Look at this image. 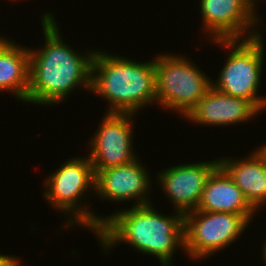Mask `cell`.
Here are the masks:
<instances>
[{
    "mask_svg": "<svg viewBox=\"0 0 266 266\" xmlns=\"http://www.w3.org/2000/svg\"><path fill=\"white\" fill-rule=\"evenodd\" d=\"M219 165L242 191L249 204L256 211L262 209L263 204H266V154L257 147L246 158L220 157Z\"/></svg>",
    "mask_w": 266,
    "mask_h": 266,
    "instance_id": "13",
    "label": "cell"
},
{
    "mask_svg": "<svg viewBox=\"0 0 266 266\" xmlns=\"http://www.w3.org/2000/svg\"><path fill=\"white\" fill-rule=\"evenodd\" d=\"M90 92L108 102L107 113L136 115L157 104L154 58L139 62L96 48Z\"/></svg>",
    "mask_w": 266,
    "mask_h": 266,
    "instance_id": "3",
    "label": "cell"
},
{
    "mask_svg": "<svg viewBox=\"0 0 266 266\" xmlns=\"http://www.w3.org/2000/svg\"><path fill=\"white\" fill-rule=\"evenodd\" d=\"M134 118V114L130 113L105 112L101 124H98V129L87 144L90 150L88 157L95 175L139 157L133 148Z\"/></svg>",
    "mask_w": 266,
    "mask_h": 266,
    "instance_id": "8",
    "label": "cell"
},
{
    "mask_svg": "<svg viewBox=\"0 0 266 266\" xmlns=\"http://www.w3.org/2000/svg\"><path fill=\"white\" fill-rule=\"evenodd\" d=\"M29 47L0 36V93L11 92L26 103L29 88Z\"/></svg>",
    "mask_w": 266,
    "mask_h": 266,
    "instance_id": "15",
    "label": "cell"
},
{
    "mask_svg": "<svg viewBox=\"0 0 266 266\" xmlns=\"http://www.w3.org/2000/svg\"><path fill=\"white\" fill-rule=\"evenodd\" d=\"M21 259L15 264V266H22Z\"/></svg>",
    "mask_w": 266,
    "mask_h": 266,
    "instance_id": "19",
    "label": "cell"
},
{
    "mask_svg": "<svg viewBox=\"0 0 266 266\" xmlns=\"http://www.w3.org/2000/svg\"><path fill=\"white\" fill-rule=\"evenodd\" d=\"M47 177L43 182L42 196L50 203L49 206L52 205L51 208L65 214L67 222H64L63 230L72 229L74 225L95 234L106 220V215L95 214L85 203V197L95 193V174L89 157H70Z\"/></svg>",
    "mask_w": 266,
    "mask_h": 266,
    "instance_id": "4",
    "label": "cell"
},
{
    "mask_svg": "<svg viewBox=\"0 0 266 266\" xmlns=\"http://www.w3.org/2000/svg\"><path fill=\"white\" fill-rule=\"evenodd\" d=\"M253 216L197 210L186 213L183 252L192 260H205L223 251L247 230Z\"/></svg>",
    "mask_w": 266,
    "mask_h": 266,
    "instance_id": "7",
    "label": "cell"
},
{
    "mask_svg": "<svg viewBox=\"0 0 266 266\" xmlns=\"http://www.w3.org/2000/svg\"><path fill=\"white\" fill-rule=\"evenodd\" d=\"M42 14L40 23L45 44L38 49L29 47L30 71L26 103L52 107L56 104L58 106L79 87L86 92L91 91L92 60L96 50H84L83 53L78 49L75 51L63 41L54 14Z\"/></svg>",
    "mask_w": 266,
    "mask_h": 266,
    "instance_id": "1",
    "label": "cell"
},
{
    "mask_svg": "<svg viewBox=\"0 0 266 266\" xmlns=\"http://www.w3.org/2000/svg\"><path fill=\"white\" fill-rule=\"evenodd\" d=\"M20 260L15 256L4 255L0 253V266H15V264Z\"/></svg>",
    "mask_w": 266,
    "mask_h": 266,
    "instance_id": "16",
    "label": "cell"
},
{
    "mask_svg": "<svg viewBox=\"0 0 266 266\" xmlns=\"http://www.w3.org/2000/svg\"><path fill=\"white\" fill-rule=\"evenodd\" d=\"M199 5L201 29L209 42L248 39L263 33L259 28L261 16L250 0H199Z\"/></svg>",
    "mask_w": 266,
    "mask_h": 266,
    "instance_id": "9",
    "label": "cell"
},
{
    "mask_svg": "<svg viewBox=\"0 0 266 266\" xmlns=\"http://www.w3.org/2000/svg\"><path fill=\"white\" fill-rule=\"evenodd\" d=\"M140 160L137 158L127 164L99 171L95 175L96 196L117 204L132 200H135L133 206L152 204L149 193L152 189V176Z\"/></svg>",
    "mask_w": 266,
    "mask_h": 266,
    "instance_id": "11",
    "label": "cell"
},
{
    "mask_svg": "<svg viewBox=\"0 0 266 266\" xmlns=\"http://www.w3.org/2000/svg\"><path fill=\"white\" fill-rule=\"evenodd\" d=\"M219 159L172 165L157 174V184L172 203L174 211L183 215L195 211L202 197L205 183ZM166 194V195H165Z\"/></svg>",
    "mask_w": 266,
    "mask_h": 266,
    "instance_id": "10",
    "label": "cell"
},
{
    "mask_svg": "<svg viewBox=\"0 0 266 266\" xmlns=\"http://www.w3.org/2000/svg\"><path fill=\"white\" fill-rule=\"evenodd\" d=\"M262 34L248 39L210 42L221 47V50L229 51L217 80L212 79V87L227 95L251 101L261 112L266 109V97L258 94L265 63Z\"/></svg>",
    "mask_w": 266,
    "mask_h": 266,
    "instance_id": "5",
    "label": "cell"
},
{
    "mask_svg": "<svg viewBox=\"0 0 266 266\" xmlns=\"http://www.w3.org/2000/svg\"><path fill=\"white\" fill-rule=\"evenodd\" d=\"M263 252H262V258H263V261H265V265H266V239L264 240V244H262V249H261Z\"/></svg>",
    "mask_w": 266,
    "mask_h": 266,
    "instance_id": "17",
    "label": "cell"
},
{
    "mask_svg": "<svg viewBox=\"0 0 266 266\" xmlns=\"http://www.w3.org/2000/svg\"><path fill=\"white\" fill-rule=\"evenodd\" d=\"M154 206H131L107 215L94 234L104 253L126 243L140 254L154 255L160 266H171L176 250H184V215H163Z\"/></svg>",
    "mask_w": 266,
    "mask_h": 266,
    "instance_id": "2",
    "label": "cell"
},
{
    "mask_svg": "<svg viewBox=\"0 0 266 266\" xmlns=\"http://www.w3.org/2000/svg\"><path fill=\"white\" fill-rule=\"evenodd\" d=\"M259 113L262 112L251 101L211 87L184 119L202 126L225 127L251 121Z\"/></svg>",
    "mask_w": 266,
    "mask_h": 266,
    "instance_id": "12",
    "label": "cell"
},
{
    "mask_svg": "<svg viewBox=\"0 0 266 266\" xmlns=\"http://www.w3.org/2000/svg\"><path fill=\"white\" fill-rule=\"evenodd\" d=\"M257 1H260V0H250V2L252 3L253 7L255 8V10L257 9V4L258 2ZM266 1V0H265Z\"/></svg>",
    "mask_w": 266,
    "mask_h": 266,
    "instance_id": "18",
    "label": "cell"
},
{
    "mask_svg": "<svg viewBox=\"0 0 266 266\" xmlns=\"http://www.w3.org/2000/svg\"><path fill=\"white\" fill-rule=\"evenodd\" d=\"M154 62L157 105L184 119L210 90L212 78L183 54H155Z\"/></svg>",
    "mask_w": 266,
    "mask_h": 266,
    "instance_id": "6",
    "label": "cell"
},
{
    "mask_svg": "<svg viewBox=\"0 0 266 266\" xmlns=\"http://www.w3.org/2000/svg\"><path fill=\"white\" fill-rule=\"evenodd\" d=\"M197 211L257 214L227 172L218 165L209 175Z\"/></svg>",
    "mask_w": 266,
    "mask_h": 266,
    "instance_id": "14",
    "label": "cell"
}]
</instances>
